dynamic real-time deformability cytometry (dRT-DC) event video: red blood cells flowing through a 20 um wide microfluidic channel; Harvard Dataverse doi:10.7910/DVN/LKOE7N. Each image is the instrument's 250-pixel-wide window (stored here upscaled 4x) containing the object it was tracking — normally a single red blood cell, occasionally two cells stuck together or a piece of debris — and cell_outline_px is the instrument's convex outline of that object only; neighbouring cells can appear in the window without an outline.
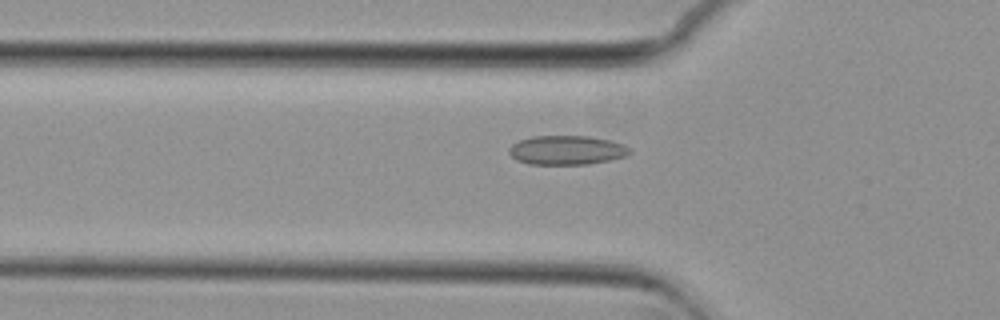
{"species": "common noctule bat (a hibernating species)", "species_latin": "Nyctalus noctula", "temperature_condition": "cold", "stored_images_in_passage": 44, "camera_frame_rate_fps": 3000, "um_per_image_px": 0.085, "animal": {"sex": "female", "body_mass_g": 29.2, "forearm_length_mm": 56.3}, "frame": {"image": 1, "passage_image": 7, "time_ms": 2.0, "image_size_px": [1000, 320], "cell_outline_px": [[632, 152], [628, 156], [588, 164], [528, 164], [516, 160], [508, 152], [508, 148], [512, 144], [520, 140], [532, 136], [588, 136], [608, 140], [624, 144], [632, 148]], "centroid_in_image_um": [48.19, 12.76], "position_along_channel_um": 77.6, "area_um2": 20.63}}
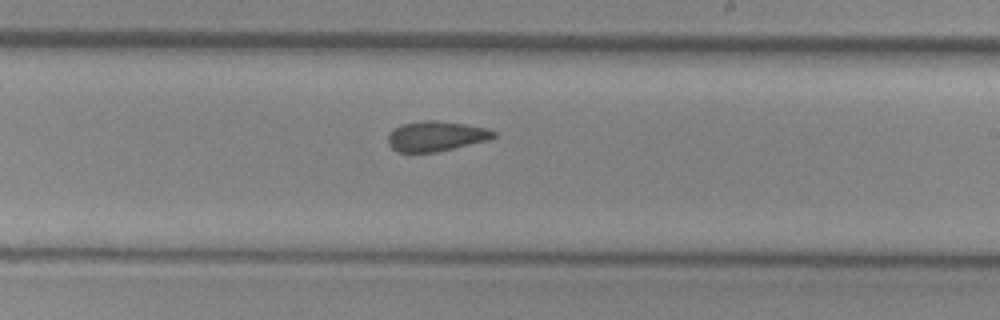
{"frame": {"image": 2, "passage_image": 21, "time_ms": 6.667, "image_size_px": [1000, 320], "cell_outline_px": [[496, 136], [488, 140], [436, 152], [396, 152], [388, 144], [388, 136], [400, 124], [420, 120], [432, 120], [464, 124], [488, 128], [496, 132]], "centroid_in_image_um": [37.06, 11.57], "position_along_channel_um": 251.9, "area_um2": 18.44}}
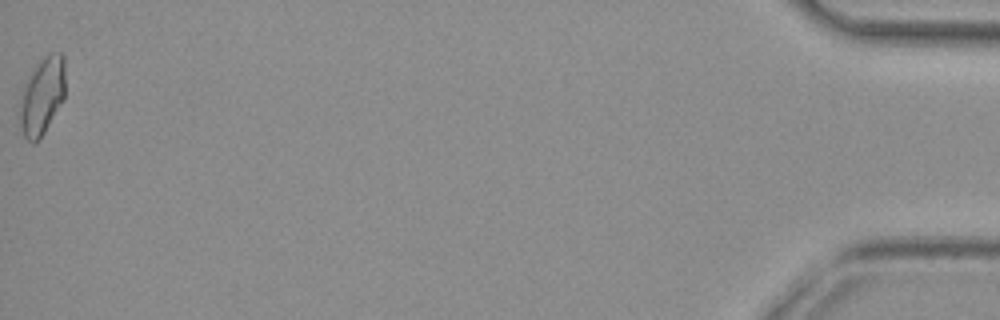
{"frame": {"image": 3, "passage_image": 44, "time_ms": 14.333, "image_size_px": [1000, 320], "cell_outline_px": [[64, 100], [40, 140], [32, 144], [24, 136], [16, 112], [20, 92], [32, 68], [48, 52], [60, 52], [64, 56]], "centroid_in_image_um": [3.53, 8.17], "position_along_channel_um": 431.7, "area_um2": 21.39}, "authors_computed_cell_mechanics": {"area_um2": 19.1896, "velocity_mm_per_s": 3.7271, "shape_relaxation_time_tau1_ms": null, "shape_relaxation_time_tau2_ms": 2.5775, "deformation_change_tau1": null, "deformation_change_tau2": 0.0687}}